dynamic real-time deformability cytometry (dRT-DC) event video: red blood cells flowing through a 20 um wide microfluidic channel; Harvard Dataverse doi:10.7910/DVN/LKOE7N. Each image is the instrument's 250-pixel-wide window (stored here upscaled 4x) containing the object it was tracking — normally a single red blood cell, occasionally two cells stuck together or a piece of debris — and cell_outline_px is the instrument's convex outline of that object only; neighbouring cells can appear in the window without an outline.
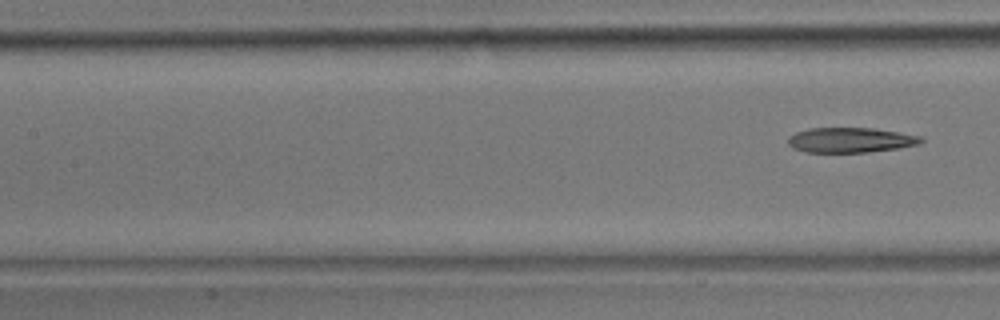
{"species": "common noctule bat (a hibernating species)", "species_latin": "Nyctalus noctula", "temperature_condition": "room temperature", "stored_images_in_passage": 7, "segment_of_instrument_passage": [2, 2], "camera_frame_rate_fps": 3000, "um_per_image_px": 0.085, "animal": {"sex": "male", "body_mass_g": 17.9}, "frame": {"image": 1, "passage_image": 7, "time_ms": 2.0, "image_size_px": [1000, 320], "cell_outline_px": [[924, 140], [920, 144], [900, 148], [868, 152], [804, 152], [792, 148], [788, 144], [788, 136], [796, 132], [808, 128], [872, 128], [920, 136]], "centroid_in_image_um": [72.26, 11.91], "position_along_channel_um": 135.1, "area_um2": 19.42}}